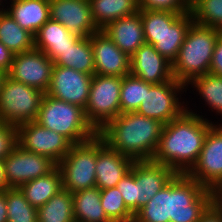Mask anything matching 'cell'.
Segmentation results:
<instances>
[{
    "label": "cell",
    "mask_w": 222,
    "mask_h": 222,
    "mask_svg": "<svg viewBox=\"0 0 222 222\" xmlns=\"http://www.w3.org/2000/svg\"><path fill=\"white\" fill-rule=\"evenodd\" d=\"M130 73L150 84H161L173 79L172 63L147 43L130 57Z\"/></svg>",
    "instance_id": "ac0fdd59"
},
{
    "label": "cell",
    "mask_w": 222,
    "mask_h": 222,
    "mask_svg": "<svg viewBox=\"0 0 222 222\" xmlns=\"http://www.w3.org/2000/svg\"><path fill=\"white\" fill-rule=\"evenodd\" d=\"M54 65L75 69L88 75L95 74L94 56L90 37L80 38L53 61Z\"/></svg>",
    "instance_id": "83f0119b"
},
{
    "label": "cell",
    "mask_w": 222,
    "mask_h": 222,
    "mask_svg": "<svg viewBox=\"0 0 222 222\" xmlns=\"http://www.w3.org/2000/svg\"><path fill=\"white\" fill-rule=\"evenodd\" d=\"M44 94L6 74L0 87V121L16 127L36 121Z\"/></svg>",
    "instance_id": "8992f818"
},
{
    "label": "cell",
    "mask_w": 222,
    "mask_h": 222,
    "mask_svg": "<svg viewBox=\"0 0 222 222\" xmlns=\"http://www.w3.org/2000/svg\"><path fill=\"white\" fill-rule=\"evenodd\" d=\"M5 75L6 74L2 70H0V87H1V83H2V80L4 79Z\"/></svg>",
    "instance_id": "bcb514c9"
},
{
    "label": "cell",
    "mask_w": 222,
    "mask_h": 222,
    "mask_svg": "<svg viewBox=\"0 0 222 222\" xmlns=\"http://www.w3.org/2000/svg\"><path fill=\"white\" fill-rule=\"evenodd\" d=\"M3 161L0 160V191L7 189Z\"/></svg>",
    "instance_id": "7bdbcfd3"
},
{
    "label": "cell",
    "mask_w": 222,
    "mask_h": 222,
    "mask_svg": "<svg viewBox=\"0 0 222 222\" xmlns=\"http://www.w3.org/2000/svg\"><path fill=\"white\" fill-rule=\"evenodd\" d=\"M38 222H75L73 193L62 189L37 208Z\"/></svg>",
    "instance_id": "f1b7e54d"
},
{
    "label": "cell",
    "mask_w": 222,
    "mask_h": 222,
    "mask_svg": "<svg viewBox=\"0 0 222 222\" xmlns=\"http://www.w3.org/2000/svg\"><path fill=\"white\" fill-rule=\"evenodd\" d=\"M189 85V86H188ZM200 96L210 110L222 117V76L206 73L192 79L186 84V91L190 87ZM220 123L222 122L219 121Z\"/></svg>",
    "instance_id": "f546056e"
},
{
    "label": "cell",
    "mask_w": 222,
    "mask_h": 222,
    "mask_svg": "<svg viewBox=\"0 0 222 222\" xmlns=\"http://www.w3.org/2000/svg\"><path fill=\"white\" fill-rule=\"evenodd\" d=\"M145 97V81L131 73L122 77L120 114L136 112Z\"/></svg>",
    "instance_id": "836d02e7"
},
{
    "label": "cell",
    "mask_w": 222,
    "mask_h": 222,
    "mask_svg": "<svg viewBox=\"0 0 222 222\" xmlns=\"http://www.w3.org/2000/svg\"><path fill=\"white\" fill-rule=\"evenodd\" d=\"M139 10L172 11L186 14L190 5L185 0H138Z\"/></svg>",
    "instance_id": "8d00e7d4"
},
{
    "label": "cell",
    "mask_w": 222,
    "mask_h": 222,
    "mask_svg": "<svg viewBox=\"0 0 222 222\" xmlns=\"http://www.w3.org/2000/svg\"><path fill=\"white\" fill-rule=\"evenodd\" d=\"M190 13L198 25L222 31V0H194L190 4Z\"/></svg>",
    "instance_id": "d6a6232c"
},
{
    "label": "cell",
    "mask_w": 222,
    "mask_h": 222,
    "mask_svg": "<svg viewBox=\"0 0 222 222\" xmlns=\"http://www.w3.org/2000/svg\"><path fill=\"white\" fill-rule=\"evenodd\" d=\"M134 160L111 149L97 133L96 187H116L130 171Z\"/></svg>",
    "instance_id": "e0dca14e"
},
{
    "label": "cell",
    "mask_w": 222,
    "mask_h": 222,
    "mask_svg": "<svg viewBox=\"0 0 222 222\" xmlns=\"http://www.w3.org/2000/svg\"><path fill=\"white\" fill-rule=\"evenodd\" d=\"M164 124L137 112L119 114L109 121L98 134L113 150L134 161L152 160Z\"/></svg>",
    "instance_id": "3957f363"
},
{
    "label": "cell",
    "mask_w": 222,
    "mask_h": 222,
    "mask_svg": "<svg viewBox=\"0 0 222 222\" xmlns=\"http://www.w3.org/2000/svg\"><path fill=\"white\" fill-rule=\"evenodd\" d=\"M124 199L126 207L135 214L141 209V190L140 182H137L135 176L129 171L116 186Z\"/></svg>",
    "instance_id": "d590c367"
},
{
    "label": "cell",
    "mask_w": 222,
    "mask_h": 222,
    "mask_svg": "<svg viewBox=\"0 0 222 222\" xmlns=\"http://www.w3.org/2000/svg\"><path fill=\"white\" fill-rule=\"evenodd\" d=\"M181 15L182 13L172 11L141 10L145 42L154 45L156 38L161 36L166 28H170Z\"/></svg>",
    "instance_id": "4dcf8cb0"
},
{
    "label": "cell",
    "mask_w": 222,
    "mask_h": 222,
    "mask_svg": "<svg viewBox=\"0 0 222 222\" xmlns=\"http://www.w3.org/2000/svg\"><path fill=\"white\" fill-rule=\"evenodd\" d=\"M50 19L73 35L88 38L99 29L93 21L89 0H49Z\"/></svg>",
    "instance_id": "9a60e30c"
},
{
    "label": "cell",
    "mask_w": 222,
    "mask_h": 222,
    "mask_svg": "<svg viewBox=\"0 0 222 222\" xmlns=\"http://www.w3.org/2000/svg\"><path fill=\"white\" fill-rule=\"evenodd\" d=\"M7 222H38L37 208L32 206L19 188L5 189Z\"/></svg>",
    "instance_id": "1f68e13d"
},
{
    "label": "cell",
    "mask_w": 222,
    "mask_h": 222,
    "mask_svg": "<svg viewBox=\"0 0 222 222\" xmlns=\"http://www.w3.org/2000/svg\"><path fill=\"white\" fill-rule=\"evenodd\" d=\"M186 110L165 124L152 161L186 174L197 162L209 128L214 124L206 114H197L187 105ZM189 109V110H188Z\"/></svg>",
    "instance_id": "7a4b0ae2"
},
{
    "label": "cell",
    "mask_w": 222,
    "mask_h": 222,
    "mask_svg": "<svg viewBox=\"0 0 222 222\" xmlns=\"http://www.w3.org/2000/svg\"><path fill=\"white\" fill-rule=\"evenodd\" d=\"M3 165L8 188H19L28 181L49 174L57 167L49 157L27 151L18 144L3 159Z\"/></svg>",
    "instance_id": "7c38bea8"
},
{
    "label": "cell",
    "mask_w": 222,
    "mask_h": 222,
    "mask_svg": "<svg viewBox=\"0 0 222 222\" xmlns=\"http://www.w3.org/2000/svg\"><path fill=\"white\" fill-rule=\"evenodd\" d=\"M189 5L194 1V0H185Z\"/></svg>",
    "instance_id": "7dc6e473"
},
{
    "label": "cell",
    "mask_w": 222,
    "mask_h": 222,
    "mask_svg": "<svg viewBox=\"0 0 222 222\" xmlns=\"http://www.w3.org/2000/svg\"><path fill=\"white\" fill-rule=\"evenodd\" d=\"M215 123L208 130L197 162L186 174L217 192L222 187V123Z\"/></svg>",
    "instance_id": "30bf717a"
},
{
    "label": "cell",
    "mask_w": 222,
    "mask_h": 222,
    "mask_svg": "<svg viewBox=\"0 0 222 222\" xmlns=\"http://www.w3.org/2000/svg\"><path fill=\"white\" fill-rule=\"evenodd\" d=\"M97 134L82 143L72 144L57 165L62 175V188L75 193L96 186Z\"/></svg>",
    "instance_id": "52a82bcc"
},
{
    "label": "cell",
    "mask_w": 222,
    "mask_h": 222,
    "mask_svg": "<svg viewBox=\"0 0 222 222\" xmlns=\"http://www.w3.org/2000/svg\"><path fill=\"white\" fill-rule=\"evenodd\" d=\"M221 34V30L193 22L172 63L173 78L186 86L192 79L209 73L215 44Z\"/></svg>",
    "instance_id": "277c9868"
},
{
    "label": "cell",
    "mask_w": 222,
    "mask_h": 222,
    "mask_svg": "<svg viewBox=\"0 0 222 222\" xmlns=\"http://www.w3.org/2000/svg\"><path fill=\"white\" fill-rule=\"evenodd\" d=\"M73 210L75 222H112L101 206L96 186L73 193Z\"/></svg>",
    "instance_id": "d4e9b609"
},
{
    "label": "cell",
    "mask_w": 222,
    "mask_h": 222,
    "mask_svg": "<svg viewBox=\"0 0 222 222\" xmlns=\"http://www.w3.org/2000/svg\"><path fill=\"white\" fill-rule=\"evenodd\" d=\"M0 222H7V203L5 190L0 191Z\"/></svg>",
    "instance_id": "b9f144b4"
},
{
    "label": "cell",
    "mask_w": 222,
    "mask_h": 222,
    "mask_svg": "<svg viewBox=\"0 0 222 222\" xmlns=\"http://www.w3.org/2000/svg\"><path fill=\"white\" fill-rule=\"evenodd\" d=\"M209 73L222 76V34L216 41Z\"/></svg>",
    "instance_id": "f35d334b"
},
{
    "label": "cell",
    "mask_w": 222,
    "mask_h": 222,
    "mask_svg": "<svg viewBox=\"0 0 222 222\" xmlns=\"http://www.w3.org/2000/svg\"><path fill=\"white\" fill-rule=\"evenodd\" d=\"M17 144V127L0 121V160L3 161Z\"/></svg>",
    "instance_id": "74e56055"
},
{
    "label": "cell",
    "mask_w": 222,
    "mask_h": 222,
    "mask_svg": "<svg viewBox=\"0 0 222 222\" xmlns=\"http://www.w3.org/2000/svg\"><path fill=\"white\" fill-rule=\"evenodd\" d=\"M79 39V36L73 35L62 24L49 19L34 35V48L41 50L54 61Z\"/></svg>",
    "instance_id": "44dd1931"
},
{
    "label": "cell",
    "mask_w": 222,
    "mask_h": 222,
    "mask_svg": "<svg viewBox=\"0 0 222 222\" xmlns=\"http://www.w3.org/2000/svg\"><path fill=\"white\" fill-rule=\"evenodd\" d=\"M53 67V61L45 53L33 48L14 55L7 75L15 81L46 93L50 85Z\"/></svg>",
    "instance_id": "4fadbf2b"
},
{
    "label": "cell",
    "mask_w": 222,
    "mask_h": 222,
    "mask_svg": "<svg viewBox=\"0 0 222 222\" xmlns=\"http://www.w3.org/2000/svg\"><path fill=\"white\" fill-rule=\"evenodd\" d=\"M0 42L15 55L34 48V35L21 28L6 11H2L0 12Z\"/></svg>",
    "instance_id": "4316f807"
},
{
    "label": "cell",
    "mask_w": 222,
    "mask_h": 222,
    "mask_svg": "<svg viewBox=\"0 0 222 222\" xmlns=\"http://www.w3.org/2000/svg\"><path fill=\"white\" fill-rule=\"evenodd\" d=\"M17 142L23 149L49 157L57 165L72 146L62 134L49 130L36 121L17 126Z\"/></svg>",
    "instance_id": "8fae6325"
},
{
    "label": "cell",
    "mask_w": 222,
    "mask_h": 222,
    "mask_svg": "<svg viewBox=\"0 0 222 222\" xmlns=\"http://www.w3.org/2000/svg\"><path fill=\"white\" fill-rule=\"evenodd\" d=\"M36 122L62 134L72 144L85 142L98 132L87 121L84 109L44 94Z\"/></svg>",
    "instance_id": "5b68a950"
},
{
    "label": "cell",
    "mask_w": 222,
    "mask_h": 222,
    "mask_svg": "<svg viewBox=\"0 0 222 222\" xmlns=\"http://www.w3.org/2000/svg\"><path fill=\"white\" fill-rule=\"evenodd\" d=\"M130 172L140 182L141 208L177 174L171 167L152 160L134 161Z\"/></svg>",
    "instance_id": "d6986e66"
},
{
    "label": "cell",
    "mask_w": 222,
    "mask_h": 222,
    "mask_svg": "<svg viewBox=\"0 0 222 222\" xmlns=\"http://www.w3.org/2000/svg\"><path fill=\"white\" fill-rule=\"evenodd\" d=\"M5 2V4H4V2ZM6 4H8L7 3V0H0V12H2V11H6V7H8V6H6ZM5 7V8H4Z\"/></svg>",
    "instance_id": "f6af8a7d"
},
{
    "label": "cell",
    "mask_w": 222,
    "mask_h": 222,
    "mask_svg": "<svg viewBox=\"0 0 222 222\" xmlns=\"http://www.w3.org/2000/svg\"><path fill=\"white\" fill-rule=\"evenodd\" d=\"M184 92L186 86L174 78L161 84L145 82V97L136 112L168 124L186 110Z\"/></svg>",
    "instance_id": "9c48e42d"
},
{
    "label": "cell",
    "mask_w": 222,
    "mask_h": 222,
    "mask_svg": "<svg viewBox=\"0 0 222 222\" xmlns=\"http://www.w3.org/2000/svg\"><path fill=\"white\" fill-rule=\"evenodd\" d=\"M93 75L54 65L46 95L77 105L85 110Z\"/></svg>",
    "instance_id": "5bb4252c"
},
{
    "label": "cell",
    "mask_w": 222,
    "mask_h": 222,
    "mask_svg": "<svg viewBox=\"0 0 222 222\" xmlns=\"http://www.w3.org/2000/svg\"><path fill=\"white\" fill-rule=\"evenodd\" d=\"M101 206L112 222H133L134 214L126 207L117 187L100 190Z\"/></svg>",
    "instance_id": "e575fe53"
},
{
    "label": "cell",
    "mask_w": 222,
    "mask_h": 222,
    "mask_svg": "<svg viewBox=\"0 0 222 222\" xmlns=\"http://www.w3.org/2000/svg\"><path fill=\"white\" fill-rule=\"evenodd\" d=\"M13 57L12 52L0 42V70L5 74H7L11 68Z\"/></svg>",
    "instance_id": "60d3db41"
},
{
    "label": "cell",
    "mask_w": 222,
    "mask_h": 222,
    "mask_svg": "<svg viewBox=\"0 0 222 222\" xmlns=\"http://www.w3.org/2000/svg\"><path fill=\"white\" fill-rule=\"evenodd\" d=\"M92 18L99 30L109 23L139 12L138 0H89Z\"/></svg>",
    "instance_id": "603a6c76"
},
{
    "label": "cell",
    "mask_w": 222,
    "mask_h": 222,
    "mask_svg": "<svg viewBox=\"0 0 222 222\" xmlns=\"http://www.w3.org/2000/svg\"><path fill=\"white\" fill-rule=\"evenodd\" d=\"M25 199L34 207L38 208L60 190H62V175L58 166L49 174L38 177L19 187Z\"/></svg>",
    "instance_id": "cb8c5ba5"
},
{
    "label": "cell",
    "mask_w": 222,
    "mask_h": 222,
    "mask_svg": "<svg viewBox=\"0 0 222 222\" xmlns=\"http://www.w3.org/2000/svg\"><path fill=\"white\" fill-rule=\"evenodd\" d=\"M198 222H222V202L215 200L202 214Z\"/></svg>",
    "instance_id": "ab89813d"
},
{
    "label": "cell",
    "mask_w": 222,
    "mask_h": 222,
    "mask_svg": "<svg viewBox=\"0 0 222 222\" xmlns=\"http://www.w3.org/2000/svg\"><path fill=\"white\" fill-rule=\"evenodd\" d=\"M216 200L222 202V187L216 192Z\"/></svg>",
    "instance_id": "ee69618b"
},
{
    "label": "cell",
    "mask_w": 222,
    "mask_h": 222,
    "mask_svg": "<svg viewBox=\"0 0 222 222\" xmlns=\"http://www.w3.org/2000/svg\"><path fill=\"white\" fill-rule=\"evenodd\" d=\"M193 22L190 12L182 14L170 28H166L162 35L156 38V43L153 45L155 50L173 63Z\"/></svg>",
    "instance_id": "484cf974"
},
{
    "label": "cell",
    "mask_w": 222,
    "mask_h": 222,
    "mask_svg": "<svg viewBox=\"0 0 222 222\" xmlns=\"http://www.w3.org/2000/svg\"><path fill=\"white\" fill-rule=\"evenodd\" d=\"M8 6L6 12L33 35L50 19L49 0H9Z\"/></svg>",
    "instance_id": "7402d4cb"
},
{
    "label": "cell",
    "mask_w": 222,
    "mask_h": 222,
    "mask_svg": "<svg viewBox=\"0 0 222 222\" xmlns=\"http://www.w3.org/2000/svg\"><path fill=\"white\" fill-rule=\"evenodd\" d=\"M215 200L216 192L177 173L134 214L133 222H198Z\"/></svg>",
    "instance_id": "6da1fadb"
},
{
    "label": "cell",
    "mask_w": 222,
    "mask_h": 222,
    "mask_svg": "<svg viewBox=\"0 0 222 222\" xmlns=\"http://www.w3.org/2000/svg\"><path fill=\"white\" fill-rule=\"evenodd\" d=\"M102 31L129 57L146 43L141 10L134 15L122 17L109 23Z\"/></svg>",
    "instance_id": "ffe728a7"
},
{
    "label": "cell",
    "mask_w": 222,
    "mask_h": 222,
    "mask_svg": "<svg viewBox=\"0 0 222 222\" xmlns=\"http://www.w3.org/2000/svg\"><path fill=\"white\" fill-rule=\"evenodd\" d=\"M121 86L122 77L93 75L84 112L97 132L120 114Z\"/></svg>",
    "instance_id": "ba28073f"
},
{
    "label": "cell",
    "mask_w": 222,
    "mask_h": 222,
    "mask_svg": "<svg viewBox=\"0 0 222 222\" xmlns=\"http://www.w3.org/2000/svg\"><path fill=\"white\" fill-rule=\"evenodd\" d=\"M95 74L124 77L130 74V57L99 30L90 36Z\"/></svg>",
    "instance_id": "2e32d148"
}]
</instances>
